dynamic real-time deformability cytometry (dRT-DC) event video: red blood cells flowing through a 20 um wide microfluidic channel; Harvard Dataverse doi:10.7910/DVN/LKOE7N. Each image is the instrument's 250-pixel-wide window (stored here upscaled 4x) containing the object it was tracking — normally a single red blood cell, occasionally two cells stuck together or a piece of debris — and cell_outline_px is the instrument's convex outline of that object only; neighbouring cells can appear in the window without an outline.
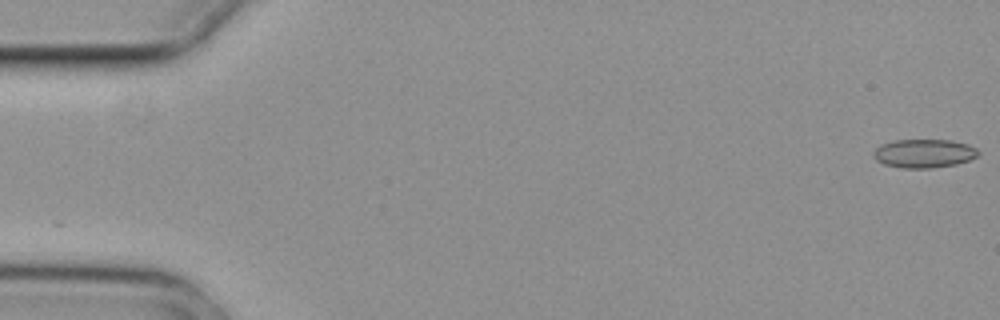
{"species": "common noctule bat (a hibernating species)", "species_latin": "Nyctalus noctula", "temperature_condition": "cold", "stored_images_in_passage": 6, "segment_of_instrument_passage": [1, 2], "camera_frame_rate_fps": 3000, "um_per_image_px": 0.085, "animal": {"sex": "female", "body_mass_g": 29.2, "forearm_length_mm": 56.3}, "frame": {"image": 1, "passage_image": 1, "time_ms": 0.0, "image_size_px": [1000, 320], "cell_outline_px": [[980, 152], [976, 156], [968, 160], [956, 164], [928, 168], [900, 168], [884, 164], [876, 160], [872, 156], [872, 152], [880, 144], [896, 140], [952, 140], [968, 144], [976, 148]], "centroid_in_image_um": [78.5, 13.03], "position_along_channel_um": 6.5, "area_um2": 17.51}}